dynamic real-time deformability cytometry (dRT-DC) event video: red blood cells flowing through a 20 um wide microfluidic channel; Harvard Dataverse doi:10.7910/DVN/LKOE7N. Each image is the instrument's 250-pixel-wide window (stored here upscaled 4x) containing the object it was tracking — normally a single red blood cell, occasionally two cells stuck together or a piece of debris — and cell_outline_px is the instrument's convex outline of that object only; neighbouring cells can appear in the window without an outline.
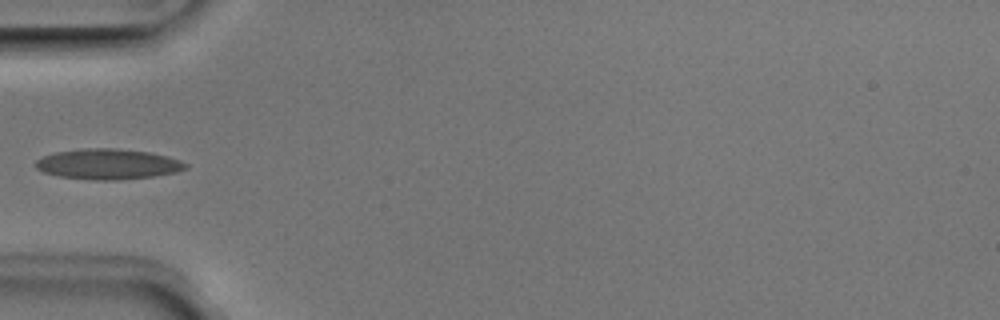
{"species": "Egyptian fruit bat (a non-hibernating species)", "species_latin": "Rousettus aegyptiacus", "temperature_condition": "room temperature", "stored_images_in_passage": 1, "camera_frame_rate_fps": 3000, "um_per_image_px": 0.085, "animal": {"sex": "male"}, "frame": {"image": 1, "passage_image": 1, "time_ms": 0.0, "image_size_px": [1000, 320], "cell_outline_px": [[188, 168], [176, 172], [152, 176], [116, 180], [96, 180], [60, 176], [44, 172], [36, 168], [36, 160], [44, 156], [56, 152], [84, 148], [116, 148], [148, 152], [168, 156], [180, 160], [188, 164]], "centroid_in_image_um": [9.2, 13.94], "position_along_channel_um": 75.8, "area_um2": 26.41}}